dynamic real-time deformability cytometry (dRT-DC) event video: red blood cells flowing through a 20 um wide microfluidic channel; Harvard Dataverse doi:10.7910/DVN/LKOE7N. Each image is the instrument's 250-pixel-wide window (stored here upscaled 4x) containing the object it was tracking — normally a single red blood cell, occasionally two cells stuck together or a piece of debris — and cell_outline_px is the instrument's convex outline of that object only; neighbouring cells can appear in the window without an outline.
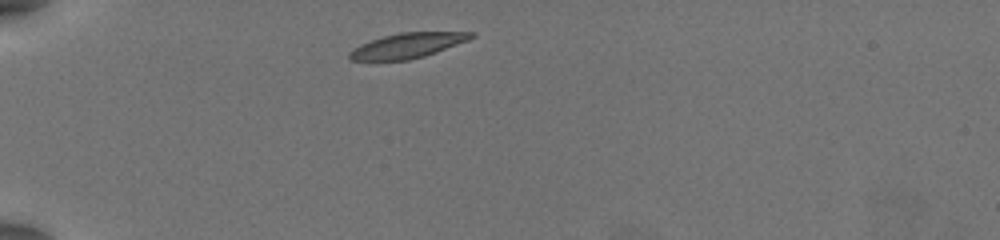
{"species": "common noctule bat (a hibernating species)", "species_latin": "Nyctalus noctula", "temperature_condition": "warm", "stored_images_in_passage": 35, "camera_frame_rate_fps": 3000, "um_per_image_px": 0.085, "animal": {"sex": "female", "body_mass_g": 19.5, "forearm_length_mm": 54.1}, "frame": {"image": 1, "passage_image": 1, "time_ms": 0.0, "image_size_px": [1000, 240], "cell_outline_px": [[476, 36], [468, 40], [436, 52], [424, 56], [408, 60], [352, 60], [348, 56], [348, 52], [360, 44], [384, 36], [400, 32], [476, 32]], "centroid_in_image_um": [34.65, 3.86], "position_along_channel_um": 50.3, "area_um2": 17.57}}
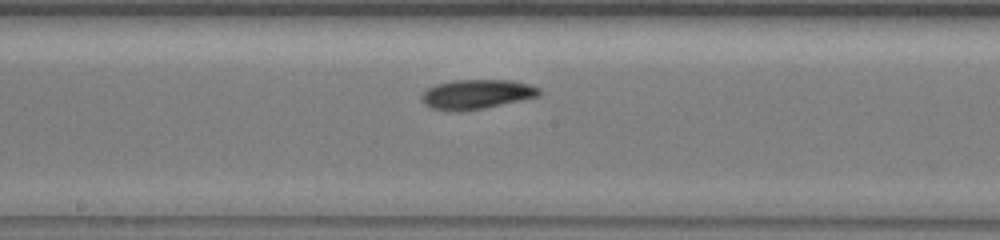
{"frame": {"image": 2, "passage_image": 16, "time_ms": 5.0, "image_size_px": [1000, 240], "cell_outline_px": [[540, 96], [484, 108], [460, 112], [452, 112], [432, 108], [424, 104], [420, 100], [420, 96], [428, 88], [436, 84], [452, 80], [512, 80], [528, 84], [540, 88]], "centroid_in_image_um": [40.48, 8.02], "position_along_channel_um": 207.7, "area_um2": 20.4}}
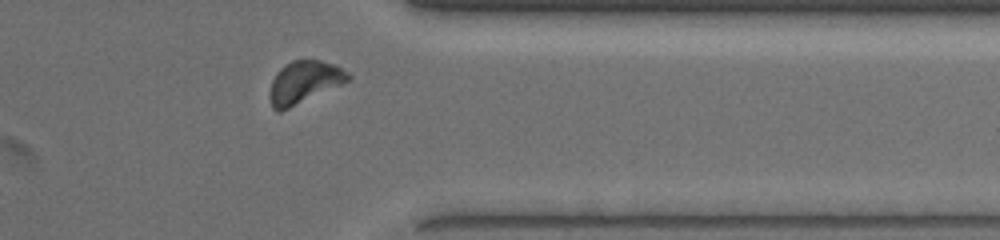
{"frame": {"image": 3, "passage_image": 30, "time_ms": 9.667, "image_size_px": [1000, 240], "cell_outline_px": [[352, 76], [348, 80], [340, 84], [280, 112], [276, 112], [272, 108], [268, 96], [268, 92], [272, 80], [276, 72], [284, 64], [292, 60], [320, 60], [336, 64], [348, 72]], "centroid_in_image_um": [25.8, 6.97], "position_along_channel_um": 385.6, "area_um2": 19.31}, "authors_computed_cell_mechanics": {"area_um2": 19.3052, "velocity_mm_per_s": 3.8751, "shape_relaxation_time_tau1_ms": 2.3157, "shape_relaxation_time_tau2_ms": 3.5076, "deformation_change_tau1": 0.1133, "deformation_change_tau2": 0.1124}}